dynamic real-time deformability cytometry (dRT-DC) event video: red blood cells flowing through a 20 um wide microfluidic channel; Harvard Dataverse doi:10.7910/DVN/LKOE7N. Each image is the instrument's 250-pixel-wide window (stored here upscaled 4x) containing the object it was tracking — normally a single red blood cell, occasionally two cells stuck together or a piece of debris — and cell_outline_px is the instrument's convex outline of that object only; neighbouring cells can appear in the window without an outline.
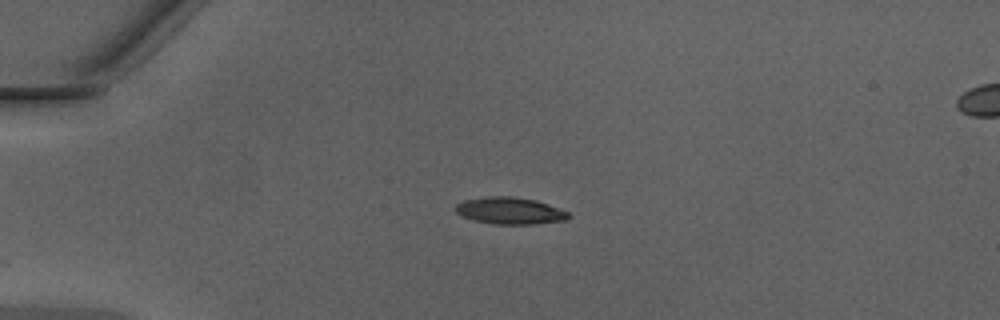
{"species": "Egyptian fruit bat (a non-hibernating species)", "species_latin": "Rousettus aegyptiacus", "temperature_condition": "warm", "stored_images_in_passage": 37, "camera_frame_rate_fps": 3000, "um_per_image_px": 0.085, "animal": {"sex": "male"}, "frame": {"image": 1, "passage_image": 1, "time_ms": 0.0, "image_size_px": [1000, 320], "cell_outline_px": [[572, 216], [564, 220], [532, 224], [496, 224], [472, 220], [460, 216], [456, 212], [456, 204], [464, 200], [488, 196], [512, 196], [536, 200], [548, 204], [568, 212]], "centroid_in_image_um": [43.32, 17.91], "position_along_channel_um": 41.7, "area_um2": 17.69}}
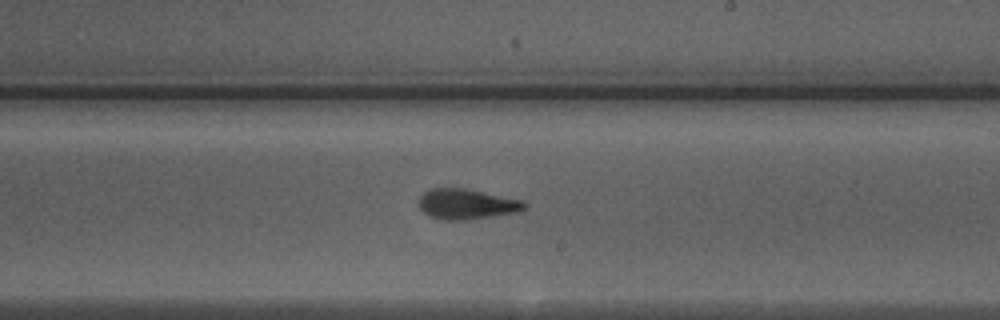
{"frame": {"image": 2, "passage_image": 18, "time_ms": 5.667, "image_size_px": [1000, 320], "cell_outline_px": [[528, 204], [524, 208], [516, 212], [464, 220], [440, 220], [428, 216], [420, 208], [416, 200], [424, 192], [432, 188], [464, 188], [524, 200]], "centroid_in_image_um": [39.62, 17.34], "position_along_channel_um": 249.4, "area_um2": 18.73}}
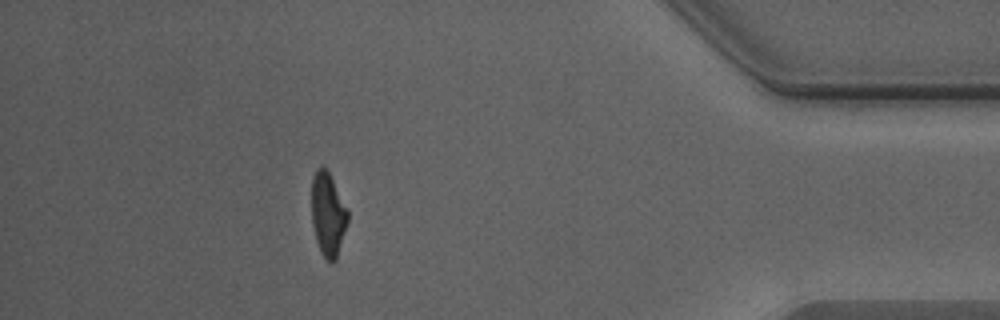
{"frame": {"image": 3, "passage_image": 32, "time_ms": 10.333, "image_size_px": [1000, 320], "cell_outline_px": [[348, 220], [336, 260], [328, 260], [320, 252], [316, 240], [312, 224], [312, 176], [316, 168], [320, 164], [328, 172], [348, 208]], "centroid_in_image_um": [27.87, 18.18], "position_along_channel_um": 407.3, "area_um2": 17.51}, "authors_computed_cell_mechanics": {"area_um2": 18.3804, "velocity_mm_per_s": 4.3212, "shape_relaxation_time_tau1_ms": 4.4813, "shape_relaxation_time_tau2_ms": 1.5155, "deformation_change_tau1": 0.1918, "deformation_change_tau2": 0.1034}}